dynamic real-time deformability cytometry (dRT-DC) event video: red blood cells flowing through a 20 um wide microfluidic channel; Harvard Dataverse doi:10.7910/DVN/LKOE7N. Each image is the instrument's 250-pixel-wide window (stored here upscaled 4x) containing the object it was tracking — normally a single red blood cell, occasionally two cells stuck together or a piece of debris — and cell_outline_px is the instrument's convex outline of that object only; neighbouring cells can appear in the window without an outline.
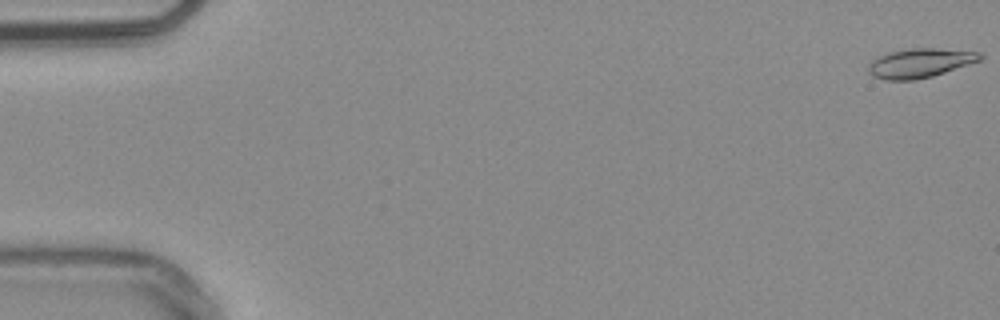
{"species": "common noctule bat (a hibernating species)", "species_latin": "Nyctalus noctula", "temperature_condition": "warm", "stored_images_in_passage": 15, "camera_frame_rate_fps": 3000, "um_per_image_px": 0.085, "animal": {"sex": "male", "body_mass_g": 20.4}, "frame": {"image": 1, "passage_image": 1, "time_ms": 0.0, "image_size_px": [1000, 320], "cell_outline_px": [[984, 56], [980, 60], [932, 76], [916, 80], [884, 80], [872, 76], [868, 72], [868, 64], [872, 60], [888, 52], [908, 48], [936, 48], [980, 52]], "centroid_in_image_um": [78.16, 5.35], "position_along_channel_um": 6.8, "area_um2": 19.02}}
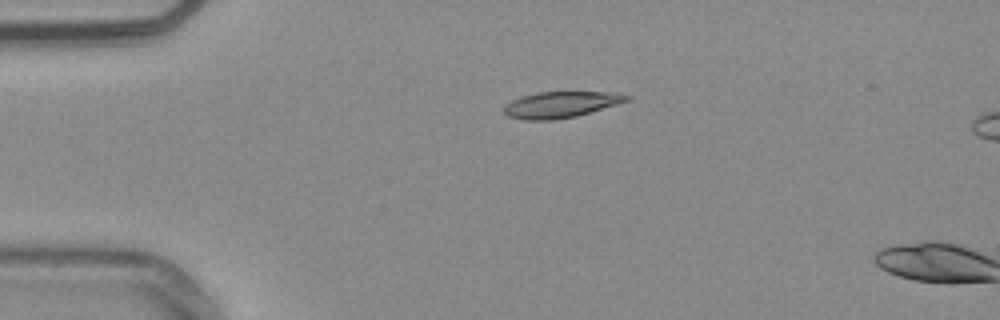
{"frame": {"image": 2, "passage_image": 13, "time_ms": 4.0, "image_size_px": [1000, 320], "cell_outline_px": [[632, 96], [628, 100], [616, 104], [576, 116], [552, 120], [524, 120], [508, 116], [504, 112], [504, 104], [520, 96], [536, 92], [620, 92]], "centroid_in_image_um": [47.64, 8.88], "position_along_channel_um": 37.4, "area_um2": 18.73}}